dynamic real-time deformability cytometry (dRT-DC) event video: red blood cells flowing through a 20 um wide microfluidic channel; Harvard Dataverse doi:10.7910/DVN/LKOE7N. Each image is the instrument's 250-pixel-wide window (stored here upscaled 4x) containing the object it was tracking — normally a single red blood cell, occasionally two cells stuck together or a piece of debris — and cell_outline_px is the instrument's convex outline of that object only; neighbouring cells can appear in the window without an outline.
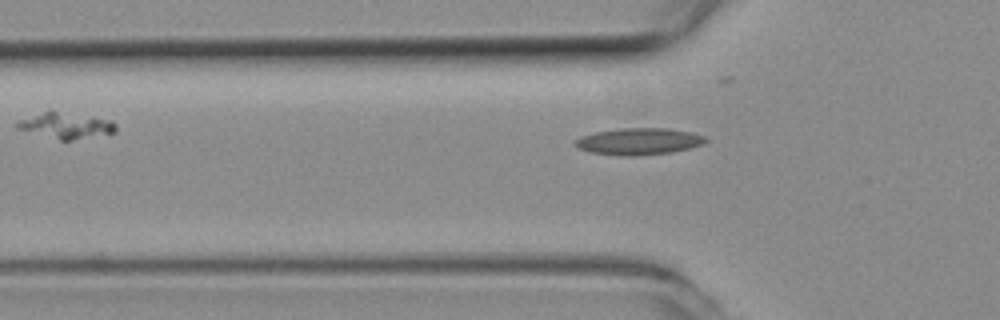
{"species": "common noctule bat (a hibernating species)", "species_latin": "Nyctalus noctula", "temperature_condition": "room temperature", "stored_images_in_passage": 28, "camera_frame_rate_fps": 3000, "um_per_image_px": 0.085, "animal": {"sex": "female", "body_mass_g": 19.3, "forearm_length_mm": 54.1}, "frame": {"image": 1, "passage_image": 2, "time_ms": 0.333, "image_size_px": [1000, 320], "cell_outline_px": [[708, 140], [704, 144], [672, 152], [636, 156], [624, 156], [592, 152], [580, 148], [572, 144], [572, 140], [580, 136], [596, 132], [620, 128], [668, 128], [692, 132], [708, 136]], "centroid_in_image_um": [54.32, 12.01], "position_along_channel_um": 71.5, "area_um2": 20.52}}
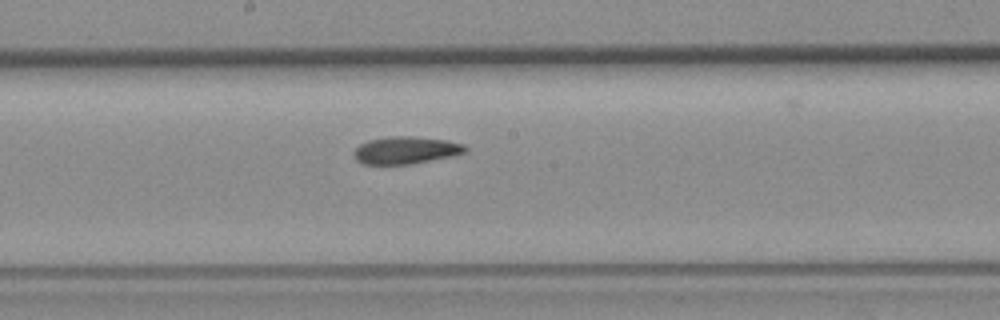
{"frame": {"image": 2, "passage_image": 13, "time_ms": 4.0, "image_size_px": [1000, 320], "cell_outline_px": [[468, 152], [452, 156], [408, 164], [364, 164], [356, 160], [352, 152], [360, 144], [368, 140], [388, 136], [412, 136], [444, 140], [464, 144], [468, 148]], "centroid_in_image_um": [34.48, 12.76], "position_along_channel_um": 213.7, "area_um2": 17.74}}
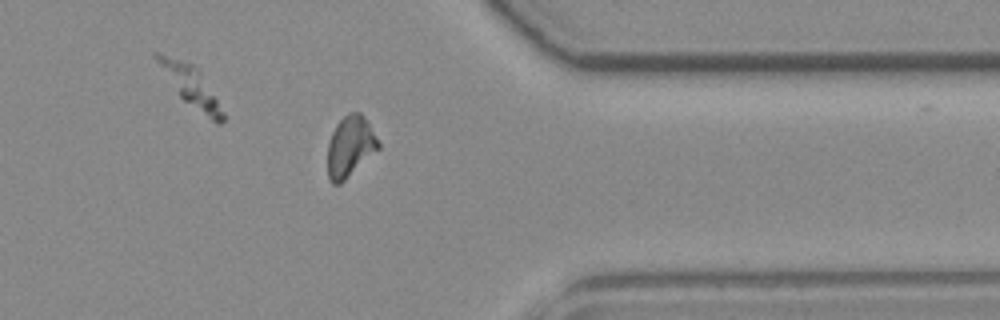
{"frame": {"image": 3, "passage_image": 27, "time_ms": 8.667, "image_size_px": [1000, 320], "cell_outline_px": [[380, 148], [340, 184], [332, 184], [328, 176], [328, 144], [332, 132], [336, 124], [348, 112], [360, 112], [364, 116], [380, 144]], "centroid_in_image_um": [29.75, 12.45], "position_along_channel_um": 381.6, "area_um2": 17.86}}